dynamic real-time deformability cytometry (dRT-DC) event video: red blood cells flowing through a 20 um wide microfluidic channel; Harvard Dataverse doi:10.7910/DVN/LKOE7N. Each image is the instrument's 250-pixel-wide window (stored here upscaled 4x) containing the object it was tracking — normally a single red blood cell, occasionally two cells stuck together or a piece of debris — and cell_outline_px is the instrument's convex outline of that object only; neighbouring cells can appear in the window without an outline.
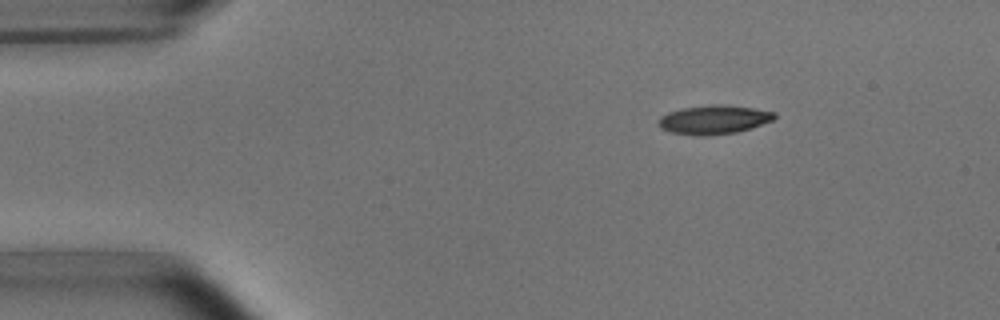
{"species": "common noctule bat (a hibernating species)", "species_latin": "Nyctalus noctula", "temperature_condition": "room temperature", "stored_images_in_passage": 5, "camera_frame_rate_fps": 3000, "um_per_image_px": 0.085, "animal": {"sex": "male", "body_mass_g": 15.6}, "frame": {"image": 1, "passage_image": 3, "time_ms": 2.333, "image_size_px": [1000, 320], "cell_outline_px": [[776, 116], [772, 120], [736, 132], [672, 132], [660, 128], [660, 116], [668, 112], [684, 108], [712, 104], [724, 104], [752, 108], [776, 112]], "centroid_in_image_um": [60.72, 10.09], "position_along_channel_um": 24.3, "area_um2": 18.21}}